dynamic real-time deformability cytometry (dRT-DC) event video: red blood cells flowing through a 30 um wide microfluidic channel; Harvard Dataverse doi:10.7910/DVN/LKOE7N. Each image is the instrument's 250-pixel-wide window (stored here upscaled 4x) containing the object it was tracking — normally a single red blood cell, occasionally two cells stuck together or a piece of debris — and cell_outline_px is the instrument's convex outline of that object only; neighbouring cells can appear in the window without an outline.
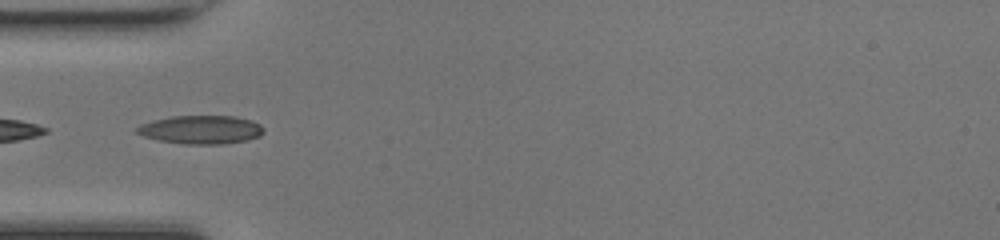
{"species": "common noctule bat (a hibernating species)", "species_latin": "Nyctalus noctula", "temperature_condition": "room temperature", "stored_images_in_passage": 14, "camera_frame_rate_fps": 3000, "um_per_image_px": 0.085, "animal": {"sex": "female", "body_mass_g": 17.0, "forearm_length_mm": 48.0}, "frame": {"image": 1, "passage_image": 8, "time_ms": 2.333, "image_size_px": [1000, 240], "cell_outline_px": [[264, 132], [260, 136], [248, 140], [220, 144], [184, 144], [160, 140], [144, 136], [136, 132], [136, 128], [140, 124], [172, 116], [236, 116], [252, 120], [260, 124], [264, 128]], "centroid_in_image_um": [17.13, 11.02], "position_along_channel_um": 67.9, "area_um2": 20.98}}